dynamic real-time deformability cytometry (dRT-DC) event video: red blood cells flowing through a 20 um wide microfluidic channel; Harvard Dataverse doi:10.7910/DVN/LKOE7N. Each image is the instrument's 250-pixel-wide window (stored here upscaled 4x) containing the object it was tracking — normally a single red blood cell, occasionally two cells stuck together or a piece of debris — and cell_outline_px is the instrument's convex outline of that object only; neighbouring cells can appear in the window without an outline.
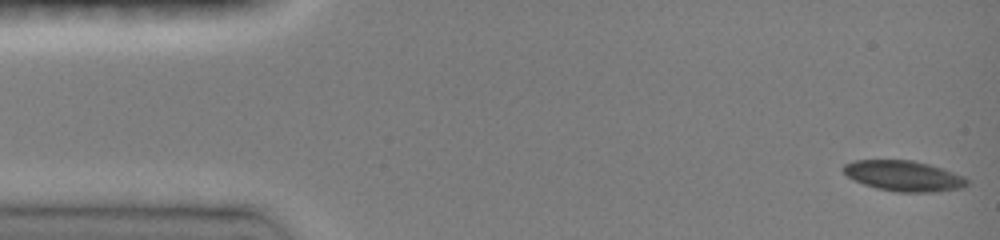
{"species": "common noctule bat (a hibernating species)", "species_latin": "Nyctalus noctula", "temperature_condition": "room temperature", "stored_images_in_passage": 47, "camera_frame_rate_fps": 3000, "um_per_image_px": 0.085, "animal": {"sex": "female", "body_mass_g": 19.0, "forearm_length_mm": 51.5}, "frame": {"image": 1, "passage_image": 1, "time_ms": 0.0, "image_size_px": [1000, 240], "cell_outline_px": [[968, 184], [964, 188], [932, 192], [896, 192], [876, 188], [852, 180], [840, 168], [844, 164], [852, 160], [912, 160], [944, 168], [964, 176], [968, 180]], "centroid_in_image_um": [76.81, 14.95], "position_along_channel_um": 8.2, "area_um2": 22.25}}
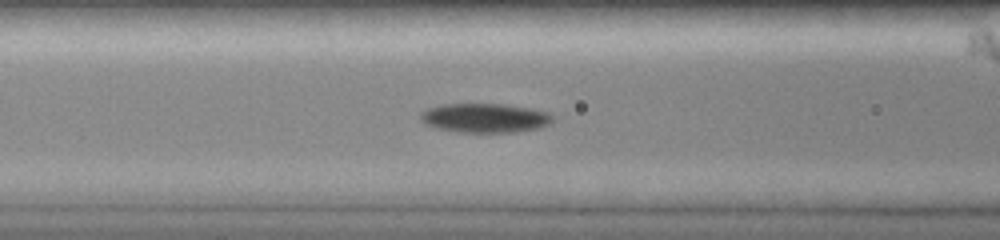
{"frame": {"image": 2, "passage_image": 23, "time_ms": 5.667, "image_size_px": [1000, 240], "cell_outline_px": [[552, 120], [548, 124], [540, 128], [516, 132], [460, 132], [436, 128], [424, 124], [420, 120], [420, 112], [424, 108], [440, 104], [504, 104], [532, 108], [548, 112], [552, 116]], "centroid_in_image_um": [41.16, 10.02], "position_along_channel_um": 125.4, "area_um2": 22.77}}
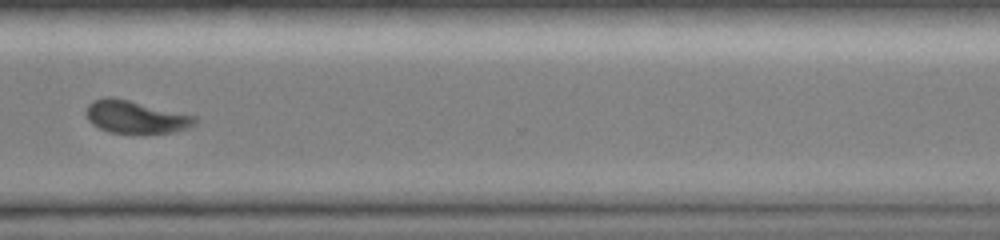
{"frame": {"image": 3, "passage_image": 46, "time_ms": 11.333, "image_size_px": [1000, 240], "cell_outline_px": [[196, 124], [192, 128], [172, 132], [108, 132], [92, 124], [88, 120], [84, 112], [88, 104], [92, 100], [104, 96], [112, 96], [196, 116]], "centroid_in_image_um": [11.5, 9.92], "position_along_channel_um": 359.1, "area_um2": 20.69}}